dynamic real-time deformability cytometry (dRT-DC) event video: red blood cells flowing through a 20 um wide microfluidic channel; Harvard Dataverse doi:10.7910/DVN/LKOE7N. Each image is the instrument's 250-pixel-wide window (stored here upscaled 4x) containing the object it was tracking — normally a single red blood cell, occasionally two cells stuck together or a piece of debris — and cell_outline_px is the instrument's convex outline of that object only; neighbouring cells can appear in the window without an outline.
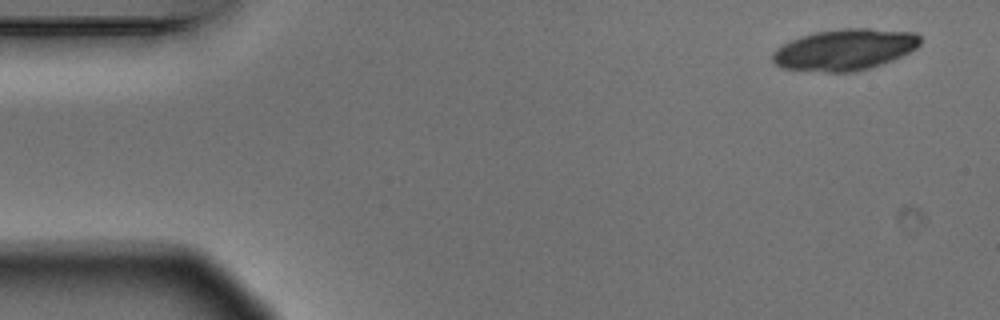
{"species": "Egyptian fruit bat (a non-hibernating species)", "species_latin": "Rousettus aegyptiacus", "temperature_condition": "warm", "stored_images_in_passage": 5, "segment_of_instrument_passage": [1, 2], "camera_frame_rate_fps": 3000, "um_per_image_px": 0.085, "animal": {"sex": "male"}, "frame": {"image": 1, "passage_image": 1, "time_ms": 0.0, "image_size_px": [1000, 320], "cell_outline_px": [[920, 44], [916, 48], [892, 60], [868, 68], [852, 72], [828, 72], [784, 68], [776, 64], [772, 60], [772, 52], [776, 48], [800, 36], [816, 32], [840, 28], [868, 28], [916, 32], [920, 36]], "centroid_in_image_um": [71.8, 4.2], "position_along_channel_um": 13.2, "area_um2": 35.32}}